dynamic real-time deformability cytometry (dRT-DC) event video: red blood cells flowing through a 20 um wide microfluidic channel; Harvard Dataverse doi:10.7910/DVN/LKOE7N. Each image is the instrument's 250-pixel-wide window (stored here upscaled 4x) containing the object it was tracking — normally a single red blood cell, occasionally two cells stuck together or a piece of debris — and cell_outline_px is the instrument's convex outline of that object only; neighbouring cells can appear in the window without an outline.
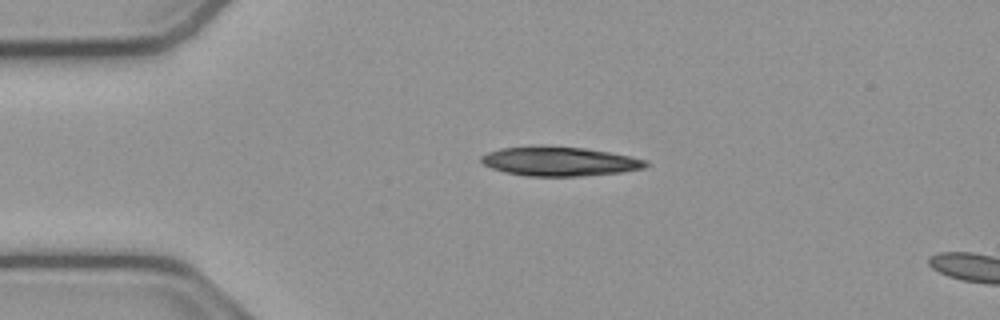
{"species": "common noctule bat (a hibernating species)", "species_latin": "Nyctalus noctula", "temperature_condition": "cold", "stored_images_in_passage": 4, "camera_frame_rate_fps": 3000, "um_per_image_px": 0.085, "animal": {"sex": "male", "body_mass_g": 23.1, "forearm_length_mm": 52.7}, "frame": {"image": 1, "passage_image": 1, "time_ms": 0.0, "image_size_px": [1000, 320], "cell_outline_px": [[652, 164], [644, 168], [620, 172], [584, 176], [524, 176], [504, 172], [492, 168], [484, 164], [480, 160], [480, 156], [488, 152], [500, 148], [584, 148], [608, 152], [648, 160]], "centroid_in_image_um": [47.6, 13.75], "position_along_channel_um": 37.4, "area_um2": 27.28}}